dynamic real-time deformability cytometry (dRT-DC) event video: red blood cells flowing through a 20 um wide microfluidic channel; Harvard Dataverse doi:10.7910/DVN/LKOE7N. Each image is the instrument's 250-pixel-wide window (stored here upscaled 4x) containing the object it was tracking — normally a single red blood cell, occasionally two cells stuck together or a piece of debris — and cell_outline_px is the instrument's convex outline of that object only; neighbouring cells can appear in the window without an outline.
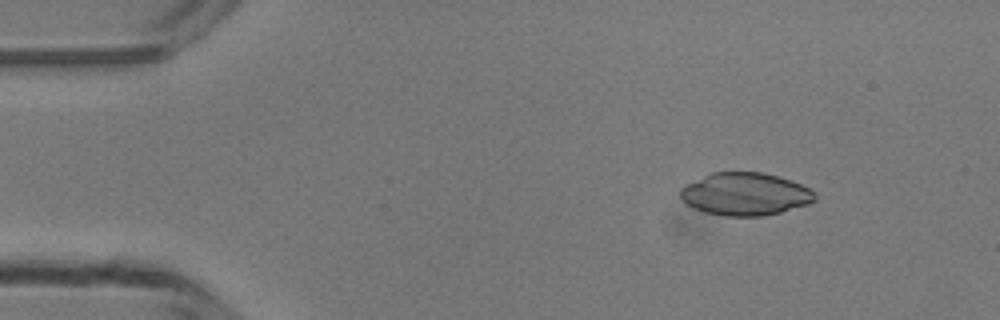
{"species": "common noctule bat (a hibernating species)", "species_latin": "Nyctalus noctula", "temperature_condition": "room temperature", "stored_images_in_passage": 43, "camera_frame_rate_fps": 3000, "um_per_image_px": 0.085, "animal": {"sex": "male", "body_mass_g": 13.3}, "frame": {"image": 1, "passage_image": 1, "time_ms": 0.0, "image_size_px": [1000, 320], "cell_outline_px": [[816, 200], [808, 204], [780, 212], [764, 216], [724, 216], [704, 212], [692, 208], [680, 196], [680, 188], [684, 184], [712, 172], [760, 172], [776, 176], [800, 184], [816, 192]], "centroid_in_image_um": [63.31, 16.5], "position_along_channel_um": 21.7, "area_um2": 33.47}}